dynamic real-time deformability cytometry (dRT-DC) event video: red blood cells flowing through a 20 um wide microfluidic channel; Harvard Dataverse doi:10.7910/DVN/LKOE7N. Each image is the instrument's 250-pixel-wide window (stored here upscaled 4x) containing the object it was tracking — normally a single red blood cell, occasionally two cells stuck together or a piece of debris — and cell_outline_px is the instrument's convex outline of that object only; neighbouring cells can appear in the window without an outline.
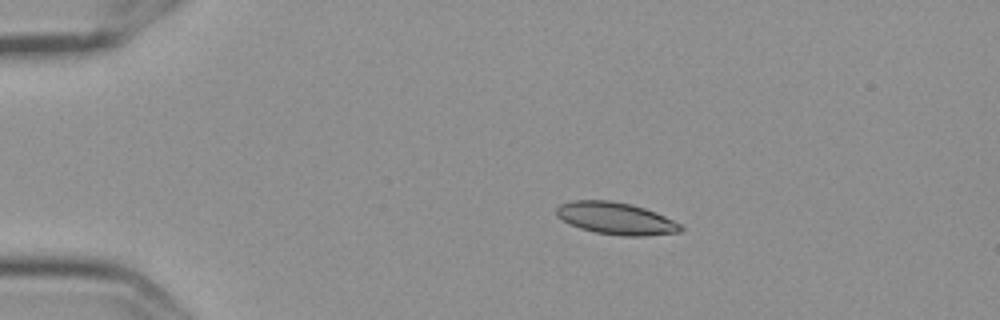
{"species": "Egyptian fruit bat (a non-hibernating species)", "species_latin": "Rousettus aegyptiacus", "temperature_condition": "cold", "stored_images_in_passage": 46, "camera_frame_rate_fps": 3000, "um_per_image_px": 0.085, "frame": {"image": 1, "passage_image": 1, "time_ms": 0.0, "image_size_px": [1000, 320], "cell_outline_px": [[684, 228], [680, 232], [644, 236], [620, 236], [596, 232], [580, 228], [556, 216], [556, 208], [560, 204], [572, 200], [608, 200], [632, 204], [656, 212], [680, 224]], "centroid_in_image_um": [52.35, 18.56], "position_along_channel_um": 32.6, "area_um2": 23.18}}
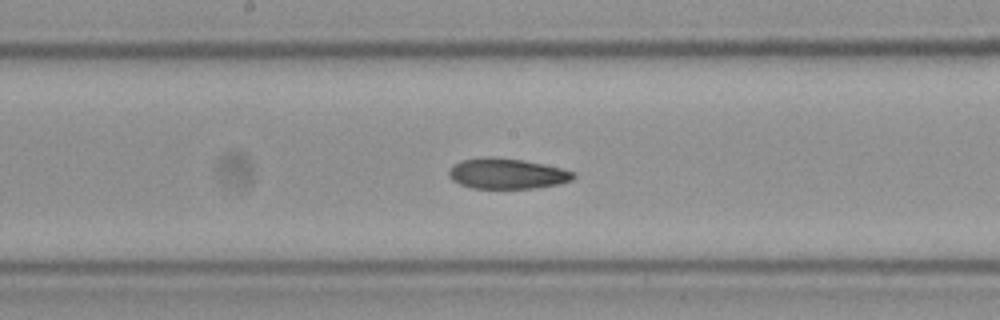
{"frame": {"image": 2, "passage_image": 20, "time_ms": 6.333, "image_size_px": [1000, 320], "cell_outline_px": [[576, 176], [572, 180], [560, 184], [536, 188], [472, 188], [460, 184], [452, 180], [448, 176], [448, 172], [460, 160], [484, 156], [524, 160], [564, 168], [576, 172]], "centroid_in_image_um": [43.14, 14.75], "position_along_channel_um": 205.1, "area_um2": 22.31}}
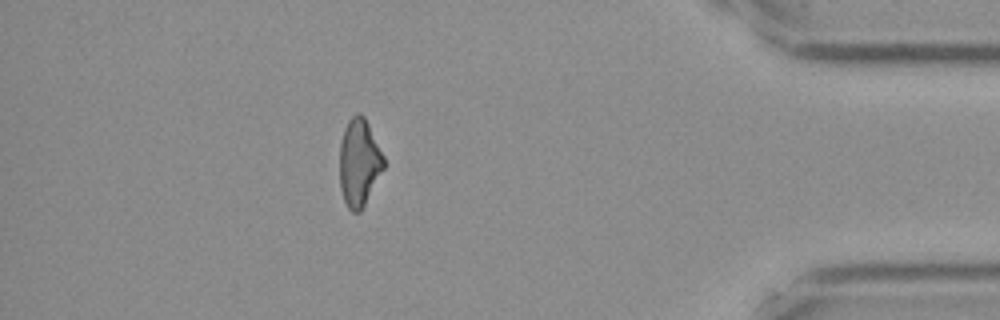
{"frame": {"image": 3, "passage_image": 40, "time_ms": 13.0, "image_size_px": [1000, 320], "cell_outline_px": [[384, 168], [360, 212], [352, 212], [348, 208], [344, 200], [340, 188], [340, 144], [344, 128], [348, 120], [356, 112], [360, 112], [364, 116], [384, 156]], "centroid_in_image_um": [30.51, 13.8], "position_along_channel_um": 404.7, "area_um2": 22.37}}